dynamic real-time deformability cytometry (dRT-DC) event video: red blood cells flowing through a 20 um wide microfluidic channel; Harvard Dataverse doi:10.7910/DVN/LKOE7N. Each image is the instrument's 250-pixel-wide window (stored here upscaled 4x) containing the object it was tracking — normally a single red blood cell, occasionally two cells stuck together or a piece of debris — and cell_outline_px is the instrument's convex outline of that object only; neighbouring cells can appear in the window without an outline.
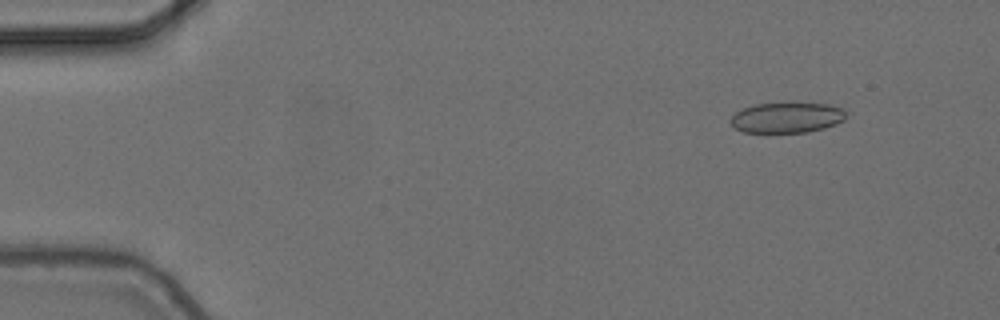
{"species": "common noctule bat (a hibernating species)", "species_latin": "Nyctalus noctula", "temperature_condition": "cold", "stored_images_in_passage": 4, "camera_frame_rate_fps": 3000, "um_per_image_px": 0.085, "animal": {"sex": "female", "body_mass_g": 24.6, "forearm_length_mm": 56.2}, "frame": {"image": 1, "passage_image": 1, "time_ms": 0.0, "image_size_px": [1000, 320], "cell_outline_px": [[848, 112], [844, 120], [836, 124], [824, 128], [808, 132], [744, 132], [736, 128], [728, 120], [736, 112], [744, 108], [756, 104], [788, 100], [796, 100], [828, 104], [844, 108]], "centroid_in_image_um": [66.95, 9.93], "position_along_channel_um": 18.1, "area_um2": 21.44}}
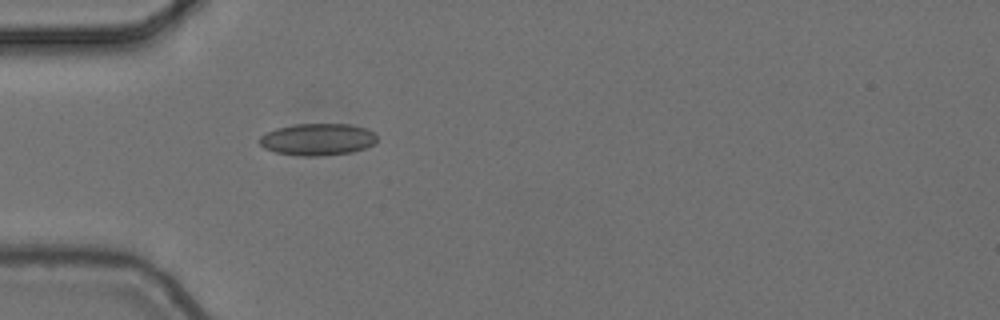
{"frame": {"image": 2, "passage_image": 4, "time_ms": 1.0, "image_size_px": [1000, 320], "cell_outline_px": [[376, 140], [372, 144], [364, 148], [352, 152], [320, 156], [300, 156], [276, 152], [264, 148], [260, 144], [260, 136], [276, 128], [296, 124], [352, 124], [364, 128], [372, 132], [376, 136]], "centroid_in_image_um": [26.98, 11.85], "position_along_channel_um": 58.0, "area_um2": 21.68}}